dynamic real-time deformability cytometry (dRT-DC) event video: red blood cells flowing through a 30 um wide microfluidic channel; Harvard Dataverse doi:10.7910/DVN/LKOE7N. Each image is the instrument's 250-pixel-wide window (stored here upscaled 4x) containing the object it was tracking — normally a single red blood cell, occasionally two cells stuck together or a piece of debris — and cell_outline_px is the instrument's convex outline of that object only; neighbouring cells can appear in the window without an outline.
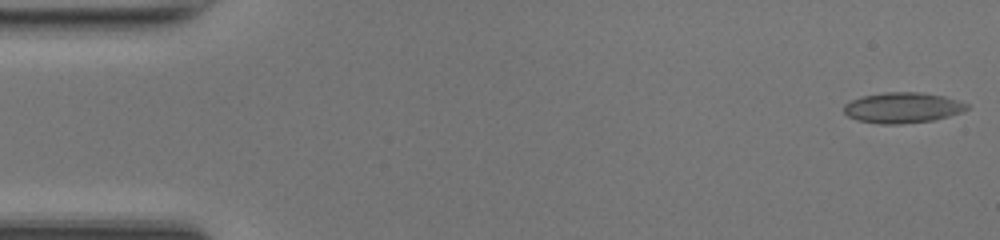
{"species": "common noctule bat (a hibernating species)", "species_latin": "Nyctalus noctula", "temperature_condition": "room temperature", "stored_images_in_passage": 49, "camera_frame_rate_fps": 3000, "um_per_image_px": 0.085, "animal": {"sex": "female", "body_mass_g": 17.0, "forearm_length_mm": 48.0}, "frame": {"image": 1, "passage_image": 1, "time_ms": 0.0, "image_size_px": [1000, 240], "cell_outline_px": [[968, 108], [964, 112], [932, 120], [900, 124], [880, 124], [856, 120], [848, 116], [844, 112], [844, 104], [860, 96], [884, 92], [924, 92], [944, 96], [968, 104]], "centroid_in_image_um": [76.7, 9.15], "position_along_channel_um": 8.3, "area_um2": 22.02}}
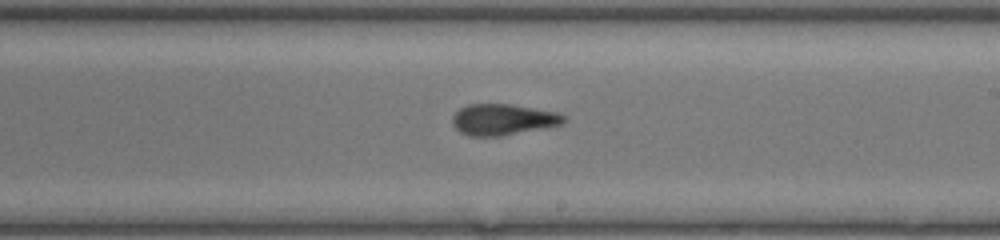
{"frame": {"image": 2, "passage_image": 28, "time_ms": 9.0, "image_size_px": [1000, 240], "cell_outline_px": [[568, 120], [560, 124], [544, 128], [500, 136], [468, 136], [460, 132], [452, 124], [452, 116], [460, 108], [468, 104], [512, 104], [556, 112], [564, 116]], "centroid_in_image_um": [42.73, 10.16], "position_along_channel_um": 246.3, "area_um2": 20.17}}
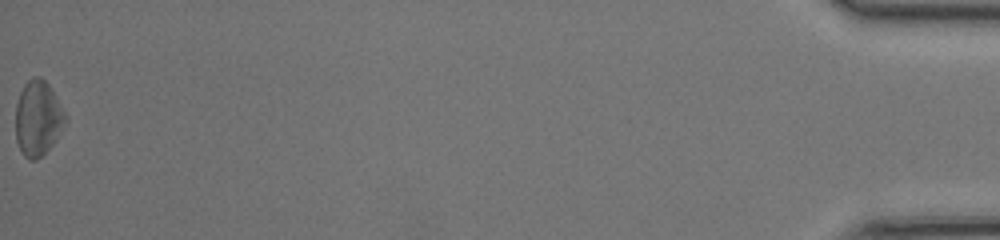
{"frame": {"image": 3, "passage_image": 49, "time_ms": 16.0, "image_size_px": [1000, 240], "cell_outline_px": [[68, 120], [56, 140], [36, 160], [28, 160], [24, 156], [16, 140], [16, 104], [20, 92], [24, 84], [32, 76], [40, 76], [48, 84], [68, 116]], "centroid_in_image_um": [3.24, 10.04], "position_along_channel_um": 432.0, "area_um2": 21.85}, "authors_computed_cell_mechanics": {"area_um2": 20.7502, "velocity_mm_per_s": 4.227, "shape_relaxation_time_tau1_ms": 9.0668, "shape_relaxation_time_tau2_ms": 3.0674, "deformation_change_tau1": 0.2008, "deformation_change_tau2": 0.1082}}